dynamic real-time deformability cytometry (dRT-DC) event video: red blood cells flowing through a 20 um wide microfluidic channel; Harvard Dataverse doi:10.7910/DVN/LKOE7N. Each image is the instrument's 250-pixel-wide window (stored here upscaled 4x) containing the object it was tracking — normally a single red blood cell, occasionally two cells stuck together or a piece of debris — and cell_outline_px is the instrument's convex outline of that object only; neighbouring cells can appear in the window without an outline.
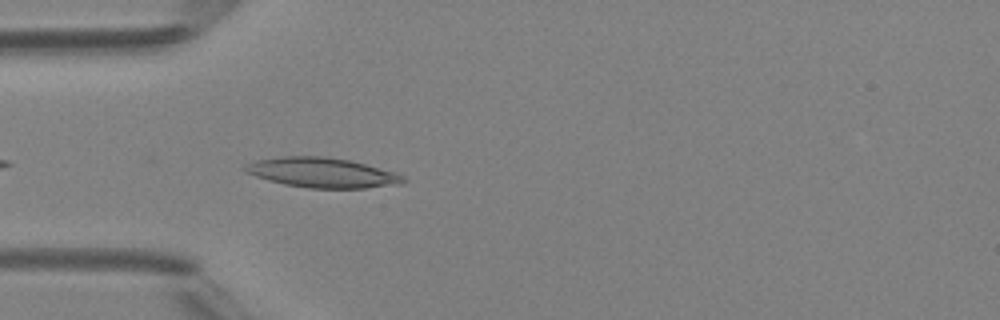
{"species": "Egyptian fruit bat (a non-hibernating species)", "species_latin": "Rousettus aegyptiacus", "temperature_condition": "room temperature", "stored_images_in_passage": 3, "camera_frame_rate_fps": 3000, "um_per_image_px": 0.085, "animal": {"sex": "female"}, "frame": {"image": 1, "passage_image": 3, "time_ms": 2.333, "image_size_px": [1000, 320], "cell_outline_px": [[408, 180], [400, 184], [364, 188], [308, 188], [284, 184], [268, 180], [244, 172], [240, 168], [256, 160], [280, 156], [324, 156], [348, 160], [396, 172], [404, 176]], "centroid_in_image_um": [27.36, 14.67], "position_along_channel_um": 57.6, "area_um2": 27.57}}